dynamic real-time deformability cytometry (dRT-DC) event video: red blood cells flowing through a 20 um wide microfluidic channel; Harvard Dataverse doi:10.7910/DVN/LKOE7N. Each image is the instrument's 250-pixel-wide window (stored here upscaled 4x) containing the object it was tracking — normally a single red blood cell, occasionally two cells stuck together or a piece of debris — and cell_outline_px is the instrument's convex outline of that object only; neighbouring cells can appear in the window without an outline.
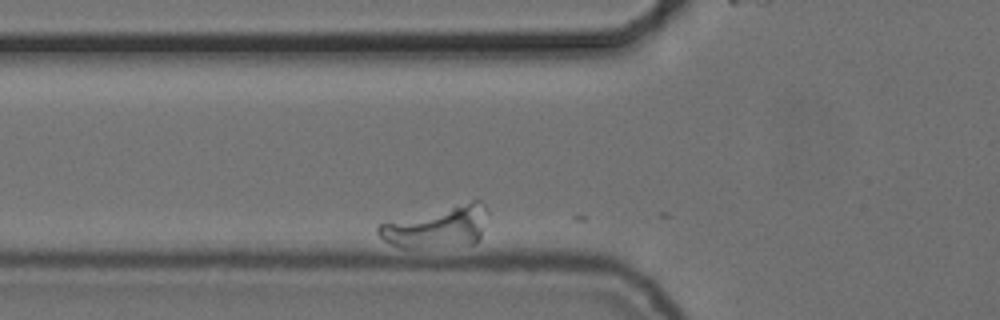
{"species": "common noctule bat (a hibernating species)", "species_latin": "Nyctalus noctula", "temperature_condition": "cold", "stored_images_in_passage": 35, "camera_frame_rate_fps": 3000, "um_per_image_px": 0.085, "animal": {"sex": "female", "body_mass_g": 24.6, "forearm_length_mm": 56.2}, "frame": {"image": 1, "passage_image": 4, "time_ms": 1.0, "image_size_px": [1000, 320], "cell_outline_px": [[488, 212], [480, 236], [472, 244], [404, 248], [392, 244], [384, 240], [376, 232], [376, 228], [380, 224], [476, 200], [480, 200], [484, 204]], "centroid_in_image_um": [37.18, 19.3], "position_along_channel_um": 88.6, "area_um2": 25.43}}
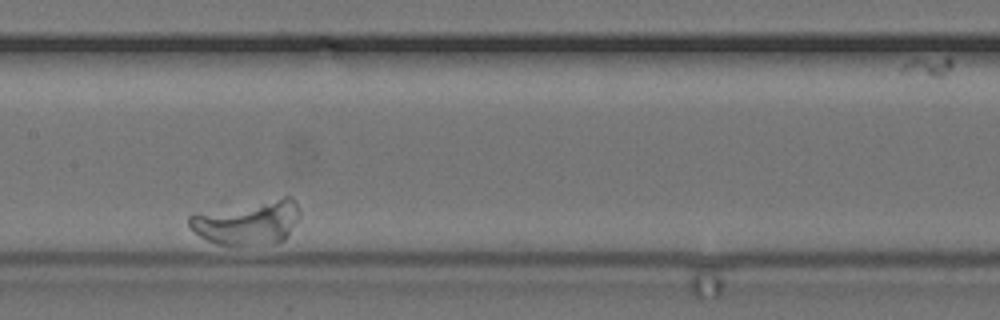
{"frame": {"image": 2, "passage_image": 15, "time_ms": 4.667, "image_size_px": [1000, 320], "cell_outline_px": [[300, 216], [288, 236], [284, 240], [248, 244], [216, 244], [200, 236], [188, 224], [188, 216], [196, 212], [284, 196], [292, 196], [300, 212]], "centroid_in_image_um": [21.05, 18.86], "position_along_channel_um": 186.4, "area_um2": 28.32}}
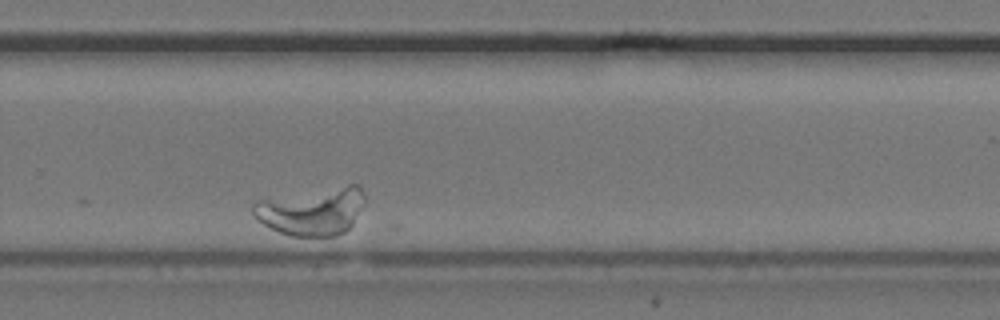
{"frame": {"image": 3, "passage_image": 27, "time_ms": 8.667, "image_size_px": [1000, 320], "cell_outline_px": [[364, 204], [352, 224], [344, 232], [336, 236], [292, 236], [280, 232], [256, 220], [252, 212], [252, 204], [256, 200], [348, 184], [356, 184], [360, 188], [364, 196]], "centroid_in_image_um": [26.5, 17.95], "position_along_channel_um": 303.3, "area_um2": 30.98}}